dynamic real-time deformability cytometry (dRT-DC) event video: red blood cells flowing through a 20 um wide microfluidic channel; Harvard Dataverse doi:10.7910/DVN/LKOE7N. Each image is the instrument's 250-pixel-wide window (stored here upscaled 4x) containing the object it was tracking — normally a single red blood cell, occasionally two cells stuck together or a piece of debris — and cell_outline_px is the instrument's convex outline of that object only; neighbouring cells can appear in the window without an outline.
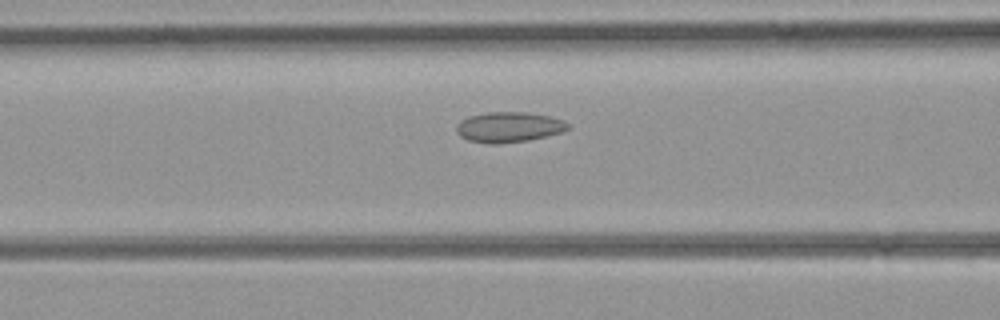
{"species": "common noctule bat (a hibernating species)", "species_latin": "Nyctalus noctula", "temperature_condition": "room temperature", "stored_images_in_passage": 31, "camera_frame_rate_fps": 3000, "um_per_image_px": 0.085, "animal": {"sex": "female", "body_mass_g": 21.9}, "frame": {"image": 1, "passage_image": 5, "time_ms": 1.333, "image_size_px": [1000, 320], "cell_outline_px": [[568, 128], [560, 132], [528, 140], [500, 144], [488, 144], [468, 140], [460, 136], [456, 132], [456, 124], [460, 120], [468, 116], [488, 112], [528, 112], [548, 116], [564, 120], [568, 124]], "centroid_in_image_um": [43.18, 10.8], "position_along_channel_um": 123.4, "area_um2": 19.71}}
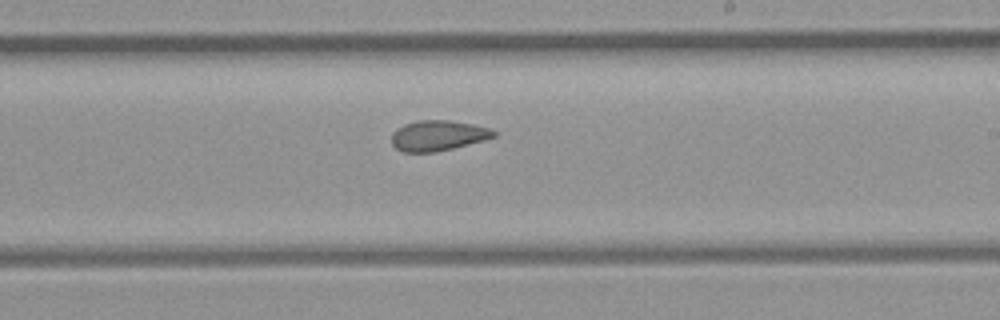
{"frame": {"image": 2, "passage_image": 13, "time_ms": 4.0, "image_size_px": [1000, 320], "cell_outline_px": [[496, 136], [484, 140], [436, 152], [404, 152], [396, 148], [392, 144], [392, 132], [396, 128], [404, 124], [416, 120], [452, 120], [472, 124], [488, 128], [496, 132]], "centroid_in_image_um": [37.2, 11.51], "position_along_channel_um": 251.8, "area_um2": 18.09}}
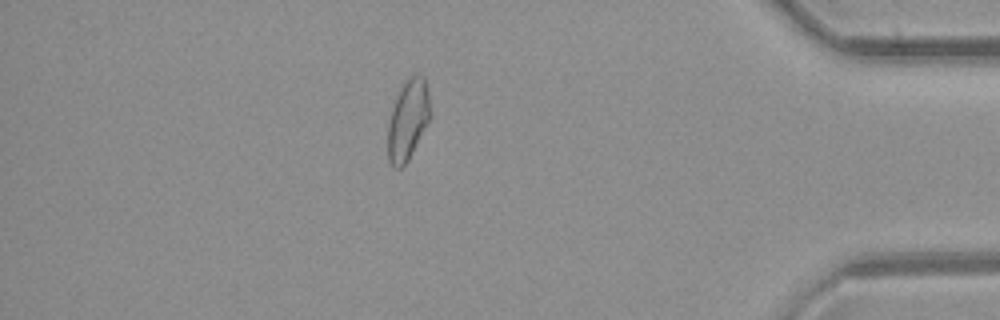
{"frame": {"image": 3, "passage_image": 25, "time_ms": 8.0, "image_size_px": [1000, 320], "cell_outline_px": [[428, 124], [408, 160], [400, 168], [392, 168], [388, 160], [388, 124], [392, 108], [400, 84], [412, 72], [416, 72], [424, 76], [428, 92]], "centroid_in_image_um": [34.64, 10.13], "position_along_channel_um": 400.6, "area_um2": 20.0}}